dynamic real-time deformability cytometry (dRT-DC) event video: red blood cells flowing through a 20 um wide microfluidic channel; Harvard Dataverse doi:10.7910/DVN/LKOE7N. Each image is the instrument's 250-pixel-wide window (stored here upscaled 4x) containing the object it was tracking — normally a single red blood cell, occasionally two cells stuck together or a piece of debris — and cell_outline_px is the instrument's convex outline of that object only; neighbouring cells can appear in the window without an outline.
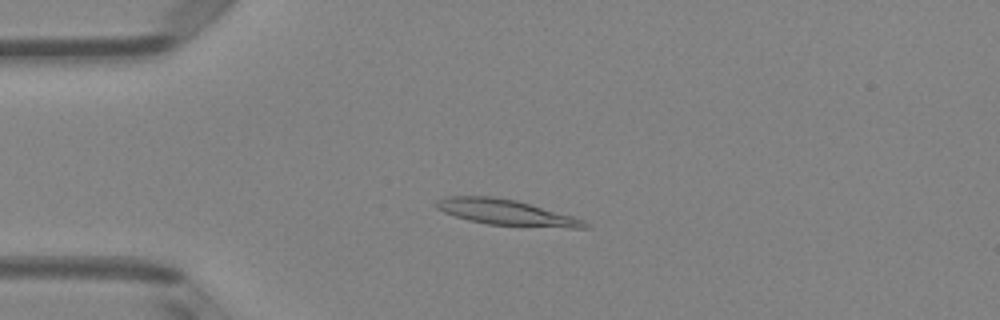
{"species": "Egyptian fruit bat (a non-hibernating species)", "species_latin": "Rousettus aegyptiacus", "temperature_condition": "room temperature", "stored_images_in_passage": 48, "camera_frame_rate_fps": 3000, "um_per_image_px": 0.085, "animal": {"sex": "female"}, "frame": {"image": 1, "passage_image": 11, "time_ms": 3.333, "image_size_px": [1000, 320], "cell_outline_px": [[592, 224], [588, 228], [568, 228], [488, 224], [468, 220], [444, 212], [436, 208], [432, 204], [436, 200], [444, 196], [492, 196], [516, 200], [572, 216], [584, 220]], "centroid_in_image_um": [43.0, 18.05], "position_along_channel_um": 42.0, "area_um2": 22.25}}
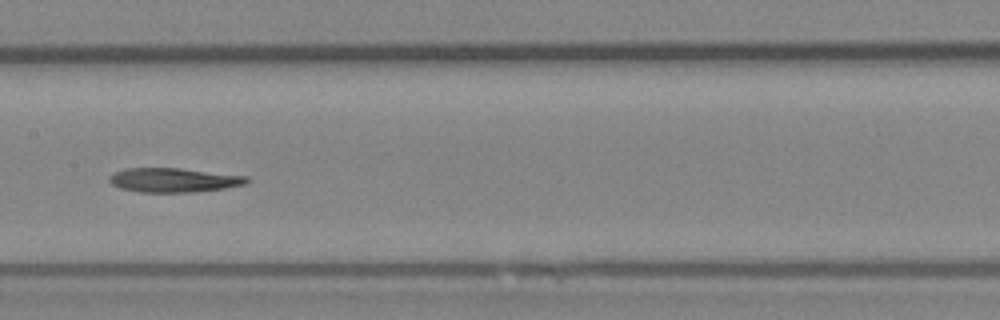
{"frame": {"image": 2, "passage_image": 24, "time_ms": 7.667, "image_size_px": [1000, 320], "cell_outline_px": [[252, 180], [248, 184], [224, 188], [192, 192], [140, 192], [120, 188], [112, 184], [108, 180], [108, 176], [112, 172], [124, 168], [180, 168], [248, 176]], "centroid_in_image_um": [14.77, 15.3], "position_along_channel_um": 192.6, "area_um2": 19.65}}
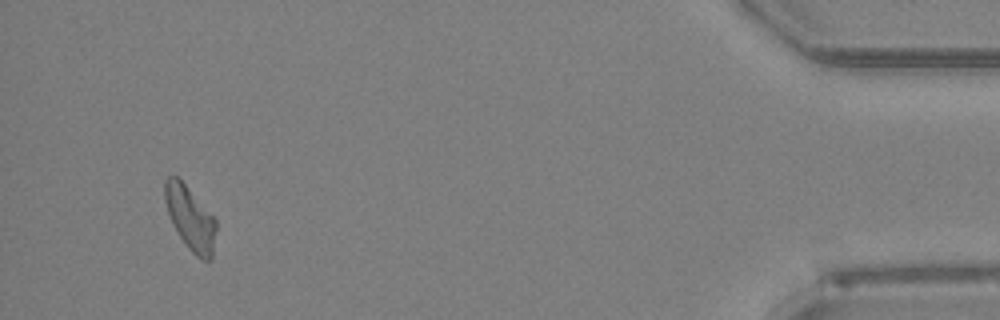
{"frame": {"image": 3, "passage_image": 46, "time_ms": 15.0, "image_size_px": [1000, 320], "cell_outline_px": [[216, 228], [212, 260], [200, 260], [192, 252], [180, 236], [168, 212], [164, 200], [164, 180], [168, 176], [176, 176], [184, 184], [216, 220]], "centroid_in_image_um": [16.17, 18.56], "position_along_channel_um": 419.0, "area_um2": 18.5}}